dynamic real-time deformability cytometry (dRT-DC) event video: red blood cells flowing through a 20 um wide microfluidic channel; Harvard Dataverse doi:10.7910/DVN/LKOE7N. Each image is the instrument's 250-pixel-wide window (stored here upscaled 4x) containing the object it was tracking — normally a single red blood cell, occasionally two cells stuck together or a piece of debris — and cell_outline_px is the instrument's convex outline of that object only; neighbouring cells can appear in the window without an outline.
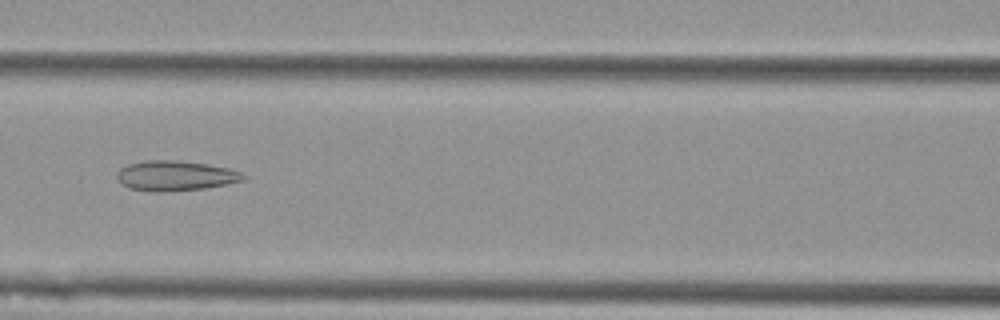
{"species": "Egyptian fruit bat (a non-hibernating species)", "species_latin": "Rousettus aegyptiacus", "temperature_condition": "cold", "stored_images_in_passage": 56, "camera_frame_rate_fps": 3000, "um_per_image_px": 0.085, "animal": {"sex": "female"}, "frame": {"image": 1, "passage_image": 25, "time_ms": 8.0, "image_size_px": [1000, 320], "cell_outline_px": [[248, 176], [244, 180], [204, 188], [160, 192], [156, 192], [128, 188], [116, 176], [116, 172], [120, 168], [128, 164], [148, 160], [176, 160], [208, 164], [228, 168], [240, 172]], "centroid_in_image_um": [14.9, 14.93], "position_along_channel_um": 151.7, "area_um2": 21.96}}
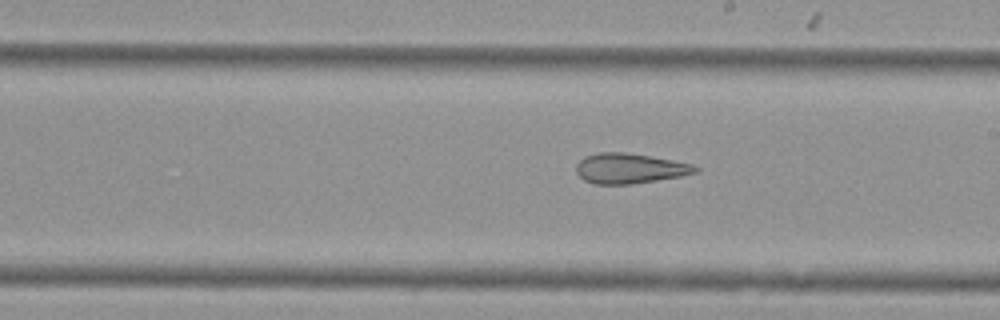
{"frame": {"image": 2, "passage_image": 32, "time_ms": 10.333, "image_size_px": [1000, 320], "cell_outline_px": [[700, 172], [680, 176], [632, 184], [596, 184], [584, 180], [576, 172], [576, 164], [584, 156], [600, 152], [624, 152], [672, 160], [692, 164], [700, 168]], "centroid_in_image_um": [53.52, 14.31], "position_along_channel_um": 235.5, "area_um2": 20.87}}
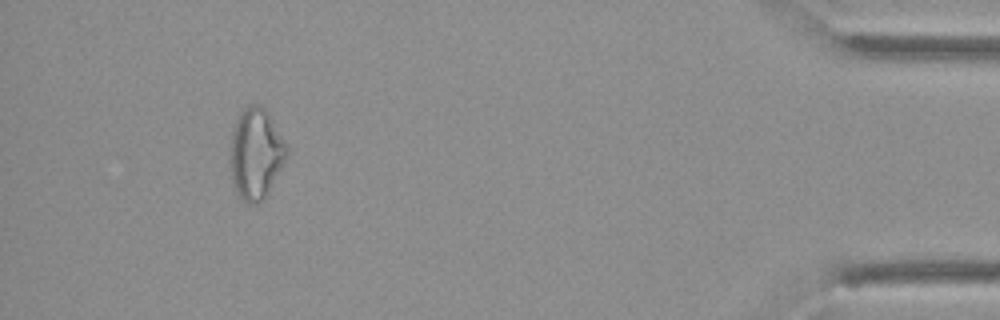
{"frame": {"image": 3, "passage_image": 52, "time_ms": 17.0, "image_size_px": [1000, 320], "cell_outline_px": [[288, 156], [264, 200], [256, 204], [248, 204], [236, 196], [232, 184], [232, 132], [236, 116], [248, 104], [260, 104], [268, 112], [288, 144]], "centroid_in_image_um": [21.78, 13.07], "position_along_channel_um": 413.4, "area_um2": 30.29}, "authors_computed_cell_mechanics": {"area_um2": 26.7614, "velocity_mm_per_s": 3.6105, "shape_relaxation_time_tau1_ms": null, "shape_relaxation_time_tau2_ms": 3.9255, "deformation_change_tau1": null, "deformation_change_tau2": 0.1378}}